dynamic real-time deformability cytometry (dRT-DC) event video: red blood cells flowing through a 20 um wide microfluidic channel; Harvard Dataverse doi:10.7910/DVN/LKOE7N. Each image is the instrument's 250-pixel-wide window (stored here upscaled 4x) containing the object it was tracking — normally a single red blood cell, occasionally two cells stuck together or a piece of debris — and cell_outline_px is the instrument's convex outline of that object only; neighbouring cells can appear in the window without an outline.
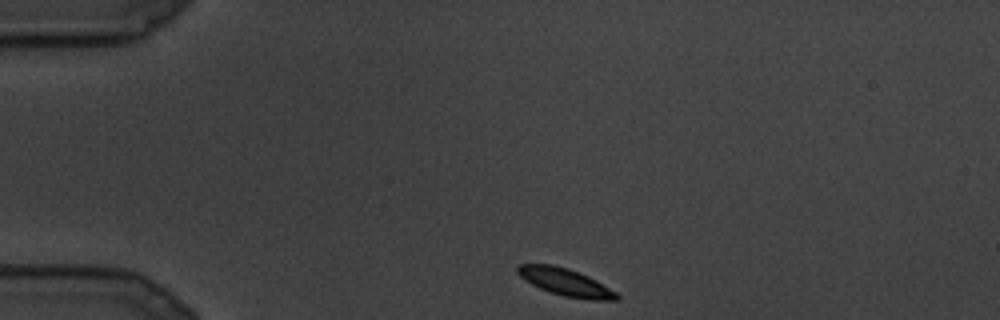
{"species": "common noctule bat (a hibernating species)", "species_latin": "Nyctalus noctula", "temperature_condition": "cold", "stored_images_in_passage": 12, "camera_frame_rate_fps": 3000, "um_per_image_px": 0.085, "animal": {"sex": "male", "body_mass_g": 19.5, "forearm_length_mm": 54.6}, "frame": {"image": 1, "passage_image": 1, "time_ms": 0.0, "image_size_px": [1000, 320], "cell_outline_px": [[620, 300], [592, 300], [564, 296], [548, 292], [524, 280], [516, 272], [516, 264], [552, 264], [568, 268], [580, 272], [588, 276], [616, 292], [620, 296]], "centroid_in_image_um": [48.04, 23.98], "position_along_channel_um": 37.0, "area_um2": 15.9}}
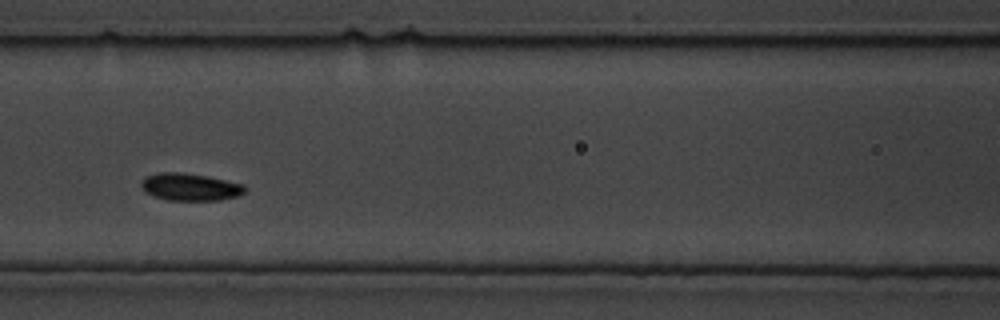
{"frame": {"image": 2, "passage_image": 7, "time_ms": 2.0, "image_size_px": [1000, 320], "cell_outline_px": [[244, 192], [240, 196], [220, 200], [168, 200], [152, 196], [144, 192], [140, 184], [140, 180], [144, 176], [160, 172], [180, 172], [208, 176], [244, 184]], "centroid_in_image_um": [16.11, 15.89], "position_along_channel_um": 150.5, "area_um2": 16.76}}
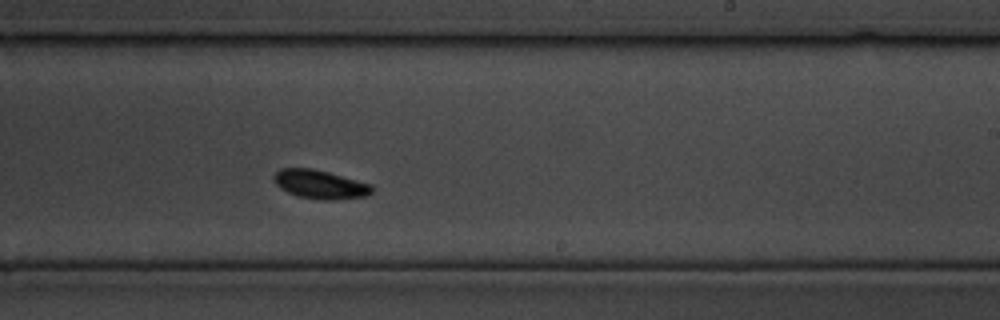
{"frame": {"image": 3, "passage_image": 12, "time_ms": 3.667, "image_size_px": [1000, 320], "cell_outline_px": [[372, 192], [368, 196], [336, 200], [324, 200], [300, 196], [288, 192], [280, 188], [276, 184], [272, 176], [280, 168], [312, 168], [328, 172], [372, 184]], "centroid_in_image_um": [27.22, 15.67], "position_along_channel_um": 261.8, "area_um2": 16.42}}